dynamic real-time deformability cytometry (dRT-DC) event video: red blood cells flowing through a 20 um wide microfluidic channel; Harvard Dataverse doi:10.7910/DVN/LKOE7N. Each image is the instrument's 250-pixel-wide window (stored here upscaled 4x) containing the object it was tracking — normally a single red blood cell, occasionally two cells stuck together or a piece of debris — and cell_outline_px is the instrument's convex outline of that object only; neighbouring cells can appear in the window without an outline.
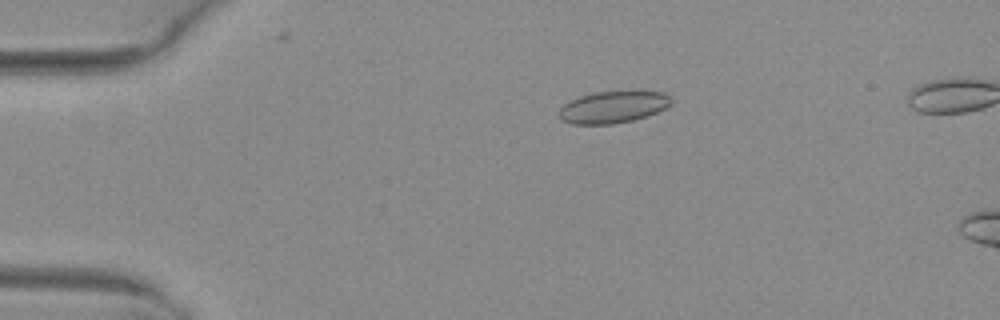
{"species": "common noctule bat (a hibernating species)", "species_latin": "Nyctalus noctula", "temperature_condition": "warm", "stored_images_in_passage": 5, "camera_frame_rate_fps": 3000, "um_per_image_px": 0.085, "animal": {"sex": "female", "body_mass_g": 29.2, "forearm_length_mm": 56.3}, "frame": {"image": 1, "passage_image": 4, "time_ms": 1.0, "image_size_px": [1000, 320], "cell_outline_px": [[672, 104], [656, 112], [632, 120], [612, 124], [572, 124], [560, 120], [560, 108], [564, 104], [580, 96], [596, 92], [664, 92], [672, 100]], "centroid_in_image_um": [52.08, 9.11], "position_along_channel_um": 32.9, "area_um2": 20.4}}